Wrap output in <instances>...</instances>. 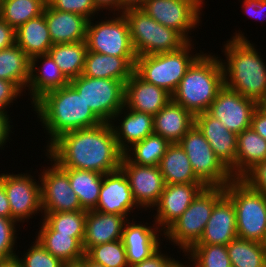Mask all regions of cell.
<instances>
[{
	"label": "cell",
	"instance_id": "cell-1",
	"mask_svg": "<svg viewBox=\"0 0 266 267\" xmlns=\"http://www.w3.org/2000/svg\"><path fill=\"white\" fill-rule=\"evenodd\" d=\"M61 168L106 174L121 166L123 152L109 123L67 132L45 151Z\"/></svg>",
	"mask_w": 266,
	"mask_h": 267
},
{
	"label": "cell",
	"instance_id": "cell-2",
	"mask_svg": "<svg viewBox=\"0 0 266 267\" xmlns=\"http://www.w3.org/2000/svg\"><path fill=\"white\" fill-rule=\"evenodd\" d=\"M230 39L222 43L221 58L224 86L255 100L266 95V59L258 46L249 40L243 30H235ZM246 34V35H245Z\"/></svg>",
	"mask_w": 266,
	"mask_h": 267
},
{
	"label": "cell",
	"instance_id": "cell-3",
	"mask_svg": "<svg viewBox=\"0 0 266 267\" xmlns=\"http://www.w3.org/2000/svg\"><path fill=\"white\" fill-rule=\"evenodd\" d=\"M29 108L37 116V121L41 122L38 124H41L44 134L48 135L45 136L48 140L43 146L44 151L67 132L103 123L70 83L47 92Z\"/></svg>",
	"mask_w": 266,
	"mask_h": 267
},
{
	"label": "cell",
	"instance_id": "cell-4",
	"mask_svg": "<svg viewBox=\"0 0 266 267\" xmlns=\"http://www.w3.org/2000/svg\"><path fill=\"white\" fill-rule=\"evenodd\" d=\"M224 87V73L220 57L203 52L187 69L172 100L194 116L207 112L218 92Z\"/></svg>",
	"mask_w": 266,
	"mask_h": 267
},
{
	"label": "cell",
	"instance_id": "cell-5",
	"mask_svg": "<svg viewBox=\"0 0 266 267\" xmlns=\"http://www.w3.org/2000/svg\"><path fill=\"white\" fill-rule=\"evenodd\" d=\"M194 45V41H190L174 52L138 56L135 72L146 82L161 87L172 95L187 69L205 52V48L197 52Z\"/></svg>",
	"mask_w": 266,
	"mask_h": 267
},
{
	"label": "cell",
	"instance_id": "cell-6",
	"mask_svg": "<svg viewBox=\"0 0 266 267\" xmlns=\"http://www.w3.org/2000/svg\"><path fill=\"white\" fill-rule=\"evenodd\" d=\"M225 194L224 186H207L191 202L187 210L164 232V241L186 253L197 244L208 223L215 203ZM180 249V250H179Z\"/></svg>",
	"mask_w": 266,
	"mask_h": 267
},
{
	"label": "cell",
	"instance_id": "cell-7",
	"mask_svg": "<svg viewBox=\"0 0 266 267\" xmlns=\"http://www.w3.org/2000/svg\"><path fill=\"white\" fill-rule=\"evenodd\" d=\"M123 14L137 57L174 52L187 43L177 31L158 23L141 8L129 9Z\"/></svg>",
	"mask_w": 266,
	"mask_h": 267
},
{
	"label": "cell",
	"instance_id": "cell-8",
	"mask_svg": "<svg viewBox=\"0 0 266 267\" xmlns=\"http://www.w3.org/2000/svg\"><path fill=\"white\" fill-rule=\"evenodd\" d=\"M225 194L236 210L237 237L262 243L266 234V196L240 179L229 182Z\"/></svg>",
	"mask_w": 266,
	"mask_h": 267
},
{
	"label": "cell",
	"instance_id": "cell-9",
	"mask_svg": "<svg viewBox=\"0 0 266 267\" xmlns=\"http://www.w3.org/2000/svg\"><path fill=\"white\" fill-rule=\"evenodd\" d=\"M95 19L98 17L89 20L87 26L85 41L88 51L117 57H137L123 13H106L105 16L99 15V20Z\"/></svg>",
	"mask_w": 266,
	"mask_h": 267
},
{
	"label": "cell",
	"instance_id": "cell-10",
	"mask_svg": "<svg viewBox=\"0 0 266 267\" xmlns=\"http://www.w3.org/2000/svg\"><path fill=\"white\" fill-rule=\"evenodd\" d=\"M204 1L147 0L141 9L158 23L177 31L187 42H196L191 32L194 34L195 29L203 25Z\"/></svg>",
	"mask_w": 266,
	"mask_h": 267
},
{
	"label": "cell",
	"instance_id": "cell-11",
	"mask_svg": "<svg viewBox=\"0 0 266 267\" xmlns=\"http://www.w3.org/2000/svg\"><path fill=\"white\" fill-rule=\"evenodd\" d=\"M32 171L33 168L29 172L28 170L25 171L27 173L19 172L15 174V172L11 173L9 171L6 172L7 174L0 173V183L4 186L9 200L11 219L19 224L22 223V228L25 227L23 223L29 222L28 220L32 218L36 219V215L41 216L39 220L43 218L40 176L39 173L38 176H34Z\"/></svg>",
	"mask_w": 266,
	"mask_h": 267
},
{
	"label": "cell",
	"instance_id": "cell-12",
	"mask_svg": "<svg viewBox=\"0 0 266 267\" xmlns=\"http://www.w3.org/2000/svg\"><path fill=\"white\" fill-rule=\"evenodd\" d=\"M70 84L81 94L86 105L102 121L109 123L124 107L125 83L120 80L80 75Z\"/></svg>",
	"mask_w": 266,
	"mask_h": 267
},
{
	"label": "cell",
	"instance_id": "cell-13",
	"mask_svg": "<svg viewBox=\"0 0 266 267\" xmlns=\"http://www.w3.org/2000/svg\"><path fill=\"white\" fill-rule=\"evenodd\" d=\"M190 160L195 175L206 186H226L234 178L194 125L178 142Z\"/></svg>",
	"mask_w": 266,
	"mask_h": 267
},
{
	"label": "cell",
	"instance_id": "cell-14",
	"mask_svg": "<svg viewBox=\"0 0 266 267\" xmlns=\"http://www.w3.org/2000/svg\"><path fill=\"white\" fill-rule=\"evenodd\" d=\"M44 154L48 166L43 165V169H39L43 216L46 213L83 210L78 196L71 188L68 174L45 152Z\"/></svg>",
	"mask_w": 266,
	"mask_h": 267
},
{
	"label": "cell",
	"instance_id": "cell-15",
	"mask_svg": "<svg viewBox=\"0 0 266 267\" xmlns=\"http://www.w3.org/2000/svg\"><path fill=\"white\" fill-rule=\"evenodd\" d=\"M257 102L224 86L208 109L227 129L236 135L251 127L252 114Z\"/></svg>",
	"mask_w": 266,
	"mask_h": 267
},
{
	"label": "cell",
	"instance_id": "cell-16",
	"mask_svg": "<svg viewBox=\"0 0 266 267\" xmlns=\"http://www.w3.org/2000/svg\"><path fill=\"white\" fill-rule=\"evenodd\" d=\"M120 168L126 174L136 204L149 213L158 203L165 182L159 166L136 165L124 155Z\"/></svg>",
	"mask_w": 266,
	"mask_h": 267
},
{
	"label": "cell",
	"instance_id": "cell-17",
	"mask_svg": "<svg viewBox=\"0 0 266 267\" xmlns=\"http://www.w3.org/2000/svg\"><path fill=\"white\" fill-rule=\"evenodd\" d=\"M94 210L123 215L128 219L138 218L135 210H140L142 214L143 210L136 204L129 180L121 168L103 175L98 204Z\"/></svg>",
	"mask_w": 266,
	"mask_h": 267
},
{
	"label": "cell",
	"instance_id": "cell-18",
	"mask_svg": "<svg viewBox=\"0 0 266 267\" xmlns=\"http://www.w3.org/2000/svg\"><path fill=\"white\" fill-rule=\"evenodd\" d=\"M205 187L204 183L165 184L158 203L149 211L159 229L164 233Z\"/></svg>",
	"mask_w": 266,
	"mask_h": 267
},
{
	"label": "cell",
	"instance_id": "cell-19",
	"mask_svg": "<svg viewBox=\"0 0 266 267\" xmlns=\"http://www.w3.org/2000/svg\"><path fill=\"white\" fill-rule=\"evenodd\" d=\"M136 220L125 223L121 238L129 267L149 258L164 244V233L153 219L149 223Z\"/></svg>",
	"mask_w": 266,
	"mask_h": 267
},
{
	"label": "cell",
	"instance_id": "cell-20",
	"mask_svg": "<svg viewBox=\"0 0 266 267\" xmlns=\"http://www.w3.org/2000/svg\"><path fill=\"white\" fill-rule=\"evenodd\" d=\"M109 124L123 153L133 144L154 133L153 115L137 112L125 106L113 116Z\"/></svg>",
	"mask_w": 266,
	"mask_h": 267
},
{
	"label": "cell",
	"instance_id": "cell-21",
	"mask_svg": "<svg viewBox=\"0 0 266 267\" xmlns=\"http://www.w3.org/2000/svg\"><path fill=\"white\" fill-rule=\"evenodd\" d=\"M171 99L165 89L146 82L136 72L125 83L124 106L134 111L154 116Z\"/></svg>",
	"mask_w": 266,
	"mask_h": 267
},
{
	"label": "cell",
	"instance_id": "cell-22",
	"mask_svg": "<svg viewBox=\"0 0 266 267\" xmlns=\"http://www.w3.org/2000/svg\"><path fill=\"white\" fill-rule=\"evenodd\" d=\"M70 81L61 72L49 54H42L30 59V78L26 87L27 99L32 106L40 97L68 85ZM28 93V94H27Z\"/></svg>",
	"mask_w": 266,
	"mask_h": 267
},
{
	"label": "cell",
	"instance_id": "cell-23",
	"mask_svg": "<svg viewBox=\"0 0 266 267\" xmlns=\"http://www.w3.org/2000/svg\"><path fill=\"white\" fill-rule=\"evenodd\" d=\"M194 125L204 135L215 155L230 169L235 164L237 135L208 112L195 115Z\"/></svg>",
	"mask_w": 266,
	"mask_h": 267
},
{
	"label": "cell",
	"instance_id": "cell-24",
	"mask_svg": "<svg viewBox=\"0 0 266 267\" xmlns=\"http://www.w3.org/2000/svg\"><path fill=\"white\" fill-rule=\"evenodd\" d=\"M237 238L236 210L232 200L224 194L214 205L204 233L197 244L227 246Z\"/></svg>",
	"mask_w": 266,
	"mask_h": 267
},
{
	"label": "cell",
	"instance_id": "cell-25",
	"mask_svg": "<svg viewBox=\"0 0 266 267\" xmlns=\"http://www.w3.org/2000/svg\"><path fill=\"white\" fill-rule=\"evenodd\" d=\"M35 239L53 256L65 264L78 263L85 255L83 239L85 234H59L43 218L38 222ZM41 224V225H40Z\"/></svg>",
	"mask_w": 266,
	"mask_h": 267
},
{
	"label": "cell",
	"instance_id": "cell-26",
	"mask_svg": "<svg viewBox=\"0 0 266 267\" xmlns=\"http://www.w3.org/2000/svg\"><path fill=\"white\" fill-rule=\"evenodd\" d=\"M123 215L87 211L83 248L86 253L91 247L121 240L125 223Z\"/></svg>",
	"mask_w": 266,
	"mask_h": 267
},
{
	"label": "cell",
	"instance_id": "cell-27",
	"mask_svg": "<svg viewBox=\"0 0 266 267\" xmlns=\"http://www.w3.org/2000/svg\"><path fill=\"white\" fill-rule=\"evenodd\" d=\"M43 14L53 44L86 40L89 19L84 16L51 8L47 3Z\"/></svg>",
	"mask_w": 266,
	"mask_h": 267
},
{
	"label": "cell",
	"instance_id": "cell-28",
	"mask_svg": "<svg viewBox=\"0 0 266 267\" xmlns=\"http://www.w3.org/2000/svg\"><path fill=\"white\" fill-rule=\"evenodd\" d=\"M137 57H117L87 51L82 75L126 81L135 72Z\"/></svg>",
	"mask_w": 266,
	"mask_h": 267
},
{
	"label": "cell",
	"instance_id": "cell-29",
	"mask_svg": "<svg viewBox=\"0 0 266 267\" xmlns=\"http://www.w3.org/2000/svg\"><path fill=\"white\" fill-rule=\"evenodd\" d=\"M195 116L172 99L153 116L154 133L178 143L194 126Z\"/></svg>",
	"mask_w": 266,
	"mask_h": 267
},
{
	"label": "cell",
	"instance_id": "cell-30",
	"mask_svg": "<svg viewBox=\"0 0 266 267\" xmlns=\"http://www.w3.org/2000/svg\"><path fill=\"white\" fill-rule=\"evenodd\" d=\"M235 164L229 169L234 179H240L255 164L266 159V140L251 127L237 135Z\"/></svg>",
	"mask_w": 266,
	"mask_h": 267
},
{
	"label": "cell",
	"instance_id": "cell-31",
	"mask_svg": "<svg viewBox=\"0 0 266 267\" xmlns=\"http://www.w3.org/2000/svg\"><path fill=\"white\" fill-rule=\"evenodd\" d=\"M159 169L165 184L203 183L195 175L190 160L179 143L168 146Z\"/></svg>",
	"mask_w": 266,
	"mask_h": 267
},
{
	"label": "cell",
	"instance_id": "cell-32",
	"mask_svg": "<svg viewBox=\"0 0 266 267\" xmlns=\"http://www.w3.org/2000/svg\"><path fill=\"white\" fill-rule=\"evenodd\" d=\"M16 44L31 59L37 55L48 54L53 46L45 15L30 19L15 30Z\"/></svg>",
	"mask_w": 266,
	"mask_h": 267
},
{
	"label": "cell",
	"instance_id": "cell-33",
	"mask_svg": "<svg viewBox=\"0 0 266 267\" xmlns=\"http://www.w3.org/2000/svg\"><path fill=\"white\" fill-rule=\"evenodd\" d=\"M69 177L72 190L78 196L81 208L94 210L98 204L103 174L74 168H62Z\"/></svg>",
	"mask_w": 266,
	"mask_h": 267
},
{
	"label": "cell",
	"instance_id": "cell-34",
	"mask_svg": "<svg viewBox=\"0 0 266 267\" xmlns=\"http://www.w3.org/2000/svg\"><path fill=\"white\" fill-rule=\"evenodd\" d=\"M30 78V58L16 43L0 50V79L16 83L26 94Z\"/></svg>",
	"mask_w": 266,
	"mask_h": 267
},
{
	"label": "cell",
	"instance_id": "cell-35",
	"mask_svg": "<svg viewBox=\"0 0 266 267\" xmlns=\"http://www.w3.org/2000/svg\"><path fill=\"white\" fill-rule=\"evenodd\" d=\"M86 41L53 44L48 54L70 81L83 73L87 54Z\"/></svg>",
	"mask_w": 266,
	"mask_h": 267
},
{
	"label": "cell",
	"instance_id": "cell-36",
	"mask_svg": "<svg viewBox=\"0 0 266 267\" xmlns=\"http://www.w3.org/2000/svg\"><path fill=\"white\" fill-rule=\"evenodd\" d=\"M170 144L161 135L152 133L142 141L133 144L123 155L136 165L159 166Z\"/></svg>",
	"mask_w": 266,
	"mask_h": 267
},
{
	"label": "cell",
	"instance_id": "cell-37",
	"mask_svg": "<svg viewBox=\"0 0 266 267\" xmlns=\"http://www.w3.org/2000/svg\"><path fill=\"white\" fill-rule=\"evenodd\" d=\"M44 0H0V18L15 30L43 14Z\"/></svg>",
	"mask_w": 266,
	"mask_h": 267
},
{
	"label": "cell",
	"instance_id": "cell-38",
	"mask_svg": "<svg viewBox=\"0 0 266 267\" xmlns=\"http://www.w3.org/2000/svg\"><path fill=\"white\" fill-rule=\"evenodd\" d=\"M232 267H266V250L262 243L241 238L227 245Z\"/></svg>",
	"mask_w": 266,
	"mask_h": 267
},
{
	"label": "cell",
	"instance_id": "cell-39",
	"mask_svg": "<svg viewBox=\"0 0 266 267\" xmlns=\"http://www.w3.org/2000/svg\"><path fill=\"white\" fill-rule=\"evenodd\" d=\"M185 255L192 267H232L225 245L195 244Z\"/></svg>",
	"mask_w": 266,
	"mask_h": 267
},
{
	"label": "cell",
	"instance_id": "cell-40",
	"mask_svg": "<svg viewBox=\"0 0 266 267\" xmlns=\"http://www.w3.org/2000/svg\"><path fill=\"white\" fill-rule=\"evenodd\" d=\"M85 255L104 267H129L122 240L91 247Z\"/></svg>",
	"mask_w": 266,
	"mask_h": 267
},
{
	"label": "cell",
	"instance_id": "cell-41",
	"mask_svg": "<svg viewBox=\"0 0 266 267\" xmlns=\"http://www.w3.org/2000/svg\"><path fill=\"white\" fill-rule=\"evenodd\" d=\"M87 211L46 213L43 219L59 234H85Z\"/></svg>",
	"mask_w": 266,
	"mask_h": 267
},
{
	"label": "cell",
	"instance_id": "cell-42",
	"mask_svg": "<svg viewBox=\"0 0 266 267\" xmlns=\"http://www.w3.org/2000/svg\"><path fill=\"white\" fill-rule=\"evenodd\" d=\"M28 246L27 250L23 249V254L19 250L17 252V258L22 262L23 267H63L65 265L49 253L38 240L33 239Z\"/></svg>",
	"mask_w": 266,
	"mask_h": 267
},
{
	"label": "cell",
	"instance_id": "cell-43",
	"mask_svg": "<svg viewBox=\"0 0 266 267\" xmlns=\"http://www.w3.org/2000/svg\"><path fill=\"white\" fill-rule=\"evenodd\" d=\"M17 228L21 231L20 224L15 220L0 217V260H6L17 256V237L20 234Z\"/></svg>",
	"mask_w": 266,
	"mask_h": 267
},
{
	"label": "cell",
	"instance_id": "cell-44",
	"mask_svg": "<svg viewBox=\"0 0 266 267\" xmlns=\"http://www.w3.org/2000/svg\"><path fill=\"white\" fill-rule=\"evenodd\" d=\"M47 4L56 10L75 13L89 20L102 15L93 0H48Z\"/></svg>",
	"mask_w": 266,
	"mask_h": 267
},
{
	"label": "cell",
	"instance_id": "cell-45",
	"mask_svg": "<svg viewBox=\"0 0 266 267\" xmlns=\"http://www.w3.org/2000/svg\"><path fill=\"white\" fill-rule=\"evenodd\" d=\"M248 187L266 196V159L255 164L241 178Z\"/></svg>",
	"mask_w": 266,
	"mask_h": 267
},
{
	"label": "cell",
	"instance_id": "cell-46",
	"mask_svg": "<svg viewBox=\"0 0 266 267\" xmlns=\"http://www.w3.org/2000/svg\"><path fill=\"white\" fill-rule=\"evenodd\" d=\"M25 92L14 82L8 80L0 79V110L5 112H10L9 108L17 99H22L21 97Z\"/></svg>",
	"mask_w": 266,
	"mask_h": 267
},
{
	"label": "cell",
	"instance_id": "cell-47",
	"mask_svg": "<svg viewBox=\"0 0 266 267\" xmlns=\"http://www.w3.org/2000/svg\"><path fill=\"white\" fill-rule=\"evenodd\" d=\"M243 7V14L256 21L266 22V0H238Z\"/></svg>",
	"mask_w": 266,
	"mask_h": 267
},
{
	"label": "cell",
	"instance_id": "cell-48",
	"mask_svg": "<svg viewBox=\"0 0 266 267\" xmlns=\"http://www.w3.org/2000/svg\"><path fill=\"white\" fill-rule=\"evenodd\" d=\"M162 246L153 253L149 258L143 260L141 263L134 264L130 267H168L176 258L172 252H168L163 250ZM163 250V251H162ZM166 252V253H165Z\"/></svg>",
	"mask_w": 266,
	"mask_h": 267
},
{
	"label": "cell",
	"instance_id": "cell-49",
	"mask_svg": "<svg viewBox=\"0 0 266 267\" xmlns=\"http://www.w3.org/2000/svg\"><path fill=\"white\" fill-rule=\"evenodd\" d=\"M11 114L9 115V112L1 111L0 110V150L4 151L6 143L12 141L11 139V133L14 134L15 131L12 132L14 129V125L12 124L13 121L11 120ZM12 124V125H11ZM0 151V152H2Z\"/></svg>",
	"mask_w": 266,
	"mask_h": 267
},
{
	"label": "cell",
	"instance_id": "cell-50",
	"mask_svg": "<svg viewBox=\"0 0 266 267\" xmlns=\"http://www.w3.org/2000/svg\"><path fill=\"white\" fill-rule=\"evenodd\" d=\"M16 43L15 29L0 18V50Z\"/></svg>",
	"mask_w": 266,
	"mask_h": 267
},
{
	"label": "cell",
	"instance_id": "cell-51",
	"mask_svg": "<svg viewBox=\"0 0 266 267\" xmlns=\"http://www.w3.org/2000/svg\"><path fill=\"white\" fill-rule=\"evenodd\" d=\"M251 128L266 140V114L258 107L252 114Z\"/></svg>",
	"mask_w": 266,
	"mask_h": 267
},
{
	"label": "cell",
	"instance_id": "cell-52",
	"mask_svg": "<svg viewBox=\"0 0 266 267\" xmlns=\"http://www.w3.org/2000/svg\"><path fill=\"white\" fill-rule=\"evenodd\" d=\"M93 3L104 15L106 13H119V0H93ZM103 10L106 12H103Z\"/></svg>",
	"mask_w": 266,
	"mask_h": 267
},
{
	"label": "cell",
	"instance_id": "cell-53",
	"mask_svg": "<svg viewBox=\"0 0 266 267\" xmlns=\"http://www.w3.org/2000/svg\"><path fill=\"white\" fill-rule=\"evenodd\" d=\"M0 217L11 218V209L4 186L0 183Z\"/></svg>",
	"mask_w": 266,
	"mask_h": 267
},
{
	"label": "cell",
	"instance_id": "cell-54",
	"mask_svg": "<svg viewBox=\"0 0 266 267\" xmlns=\"http://www.w3.org/2000/svg\"><path fill=\"white\" fill-rule=\"evenodd\" d=\"M147 0H119V13L129 9L142 8Z\"/></svg>",
	"mask_w": 266,
	"mask_h": 267
},
{
	"label": "cell",
	"instance_id": "cell-55",
	"mask_svg": "<svg viewBox=\"0 0 266 267\" xmlns=\"http://www.w3.org/2000/svg\"><path fill=\"white\" fill-rule=\"evenodd\" d=\"M0 267H23V264L16 256L6 260H0Z\"/></svg>",
	"mask_w": 266,
	"mask_h": 267
},
{
	"label": "cell",
	"instance_id": "cell-56",
	"mask_svg": "<svg viewBox=\"0 0 266 267\" xmlns=\"http://www.w3.org/2000/svg\"><path fill=\"white\" fill-rule=\"evenodd\" d=\"M176 257L177 258L168 267H192L191 260L185 254H183L184 258H182L183 260L186 259V258L188 259L187 261L184 260L185 262L183 260L182 261L179 260L178 256H176Z\"/></svg>",
	"mask_w": 266,
	"mask_h": 267
},
{
	"label": "cell",
	"instance_id": "cell-57",
	"mask_svg": "<svg viewBox=\"0 0 266 267\" xmlns=\"http://www.w3.org/2000/svg\"><path fill=\"white\" fill-rule=\"evenodd\" d=\"M78 264L81 267H104L103 265L97 264L90 260L86 255H84L79 261Z\"/></svg>",
	"mask_w": 266,
	"mask_h": 267
},
{
	"label": "cell",
	"instance_id": "cell-58",
	"mask_svg": "<svg viewBox=\"0 0 266 267\" xmlns=\"http://www.w3.org/2000/svg\"><path fill=\"white\" fill-rule=\"evenodd\" d=\"M257 107L266 114V95L257 103Z\"/></svg>",
	"mask_w": 266,
	"mask_h": 267
},
{
	"label": "cell",
	"instance_id": "cell-59",
	"mask_svg": "<svg viewBox=\"0 0 266 267\" xmlns=\"http://www.w3.org/2000/svg\"><path fill=\"white\" fill-rule=\"evenodd\" d=\"M63 267H81L78 263L65 264Z\"/></svg>",
	"mask_w": 266,
	"mask_h": 267
},
{
	"label": "cell",
	"instance_id": "cell-60",
	"mask_svg": "<svg viewBox=\"0 0 266 267\" xmlns=\"http://www.w3.org/2000/svg\"><path fill=\"white\" fill-rule=\"evenodd\" d=\"M262 246L266 250V234H265L264 240L262 241Z\"/></svg>",
	"mask_w": 266,
	"mask_h": 267
}]
</instances>
